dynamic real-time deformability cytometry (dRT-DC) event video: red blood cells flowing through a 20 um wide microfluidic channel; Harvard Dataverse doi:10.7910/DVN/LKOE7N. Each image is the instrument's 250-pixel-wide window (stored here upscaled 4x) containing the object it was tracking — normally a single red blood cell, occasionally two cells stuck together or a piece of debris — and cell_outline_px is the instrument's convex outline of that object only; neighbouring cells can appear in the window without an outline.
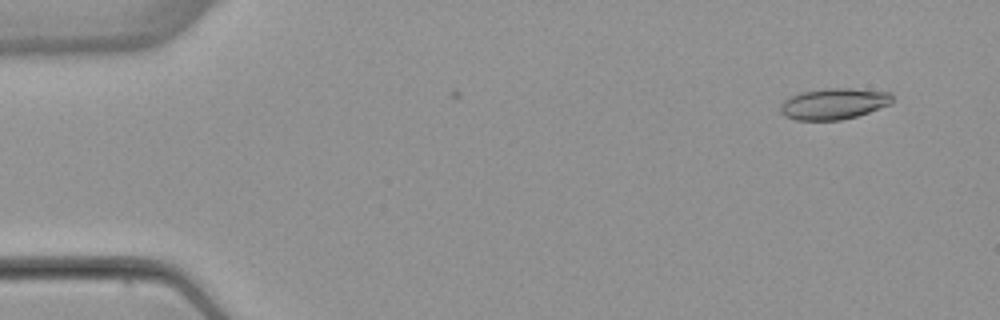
{"species": "common noctule bat (a hibernating species)", "species_latin": "Nyctalus noctula", "temperature_condition": "warm", "stored_images_in_passage": 6, "camera_frame_rate_fps": 3000, "um_per_image_px": 0.085, "animal": {"sex": "female", "body_mass_g": 22.7, "forearm_length_mm": 54.2}, "frame": {"image": 1, "passage_image": 3, "time_ms": 0.667, "image_size_px": [1000, 320], "cell_outline_px": [[892, 104], [856, 116], [840, 120], [796, 120], [784, 116], [780, 112], [780, 104], [784, 100], [800, 92], [824, 88], [852, 88], [892, 92]], "centroid_in_image_um": [70.87, 8.81], "position_along_channel_um": 14.1, "area_um2": 20.46}}